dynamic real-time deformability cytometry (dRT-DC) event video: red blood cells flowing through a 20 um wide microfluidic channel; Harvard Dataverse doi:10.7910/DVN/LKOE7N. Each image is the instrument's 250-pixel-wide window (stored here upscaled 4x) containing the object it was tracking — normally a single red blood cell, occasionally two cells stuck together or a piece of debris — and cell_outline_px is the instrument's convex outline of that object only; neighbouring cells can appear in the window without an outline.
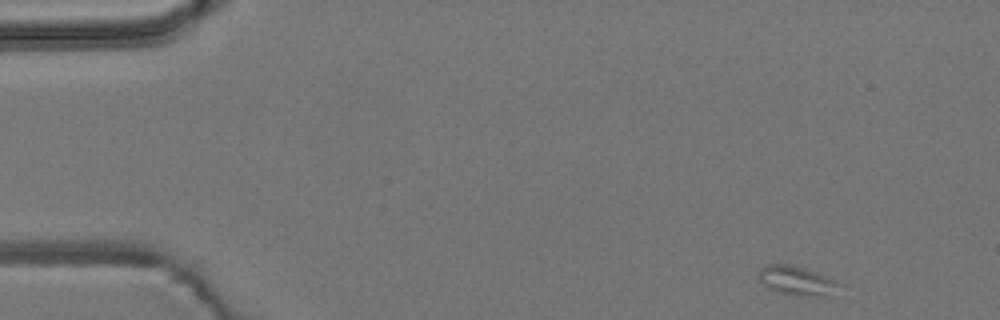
{"species": "common noctule bat (a hibernating species)", "species_latin": "Nyctalus noctula", "temperature_condition": "room temperature", "stored_images_in_passage": 51, "camera_frame_rate_fps": 3000, "um_per_image_px": 0.085, "animal": {"sex": "male", "body_mass_g": 19.2, "forearm_length_mm": 51.8}, "frame": {"image": 1, "passage_image": 1, "time_ms": 0.0, "image_size_px": [1000, 320], "cell_outline_px": [[844, 284], [836, 296], [800, 296], [780, 292], [768, 288], [760, 280], [760, 268], [764, 264], [788, 264], [804, 268], [816, 272], [836, 280]], "centroid_in_image_um": [67.85, 23.88], "position_along_channel_um": 17.1, "area_um2": 13.99}}